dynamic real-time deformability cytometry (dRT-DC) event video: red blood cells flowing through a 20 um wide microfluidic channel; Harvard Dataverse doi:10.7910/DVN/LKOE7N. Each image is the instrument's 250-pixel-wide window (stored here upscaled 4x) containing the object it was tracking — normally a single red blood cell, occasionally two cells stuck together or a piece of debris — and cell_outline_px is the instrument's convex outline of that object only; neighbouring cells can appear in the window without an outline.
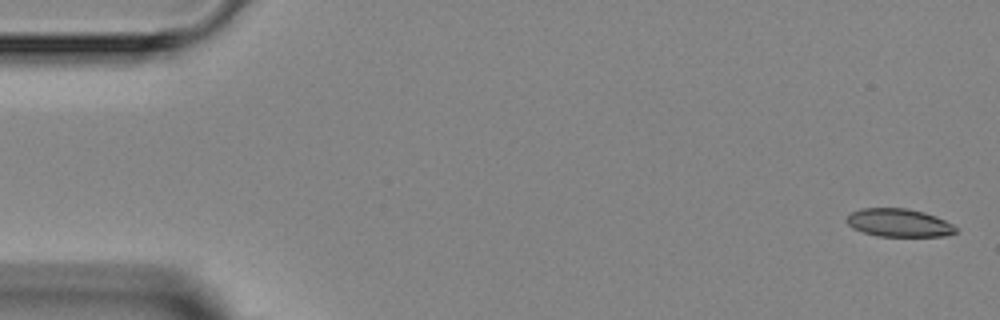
{"species": "Egyptian fruit bat (a non-hibernating species)", "species_latin": "Rousettus aegyptiacus", "temperature_condition": "room temperature", "stored_images_in_passage": 3, "camera_frame_rate_fps": 3000, "um_per_image_px": 0.085, "animal": {"sex": "female"}, "frame": {"image": 1, "passage_image": 1, "time_ms": 0.0, "image_size_px": [1000, 320], "cell_outline_px": [[956, 232], [944, 236], [876, 236], [852, 228], [844, 220], [852, 212], [860, 208], [908, 208], [924, 212], [936, 216], [952, 224], [956, 228]], "centroid_in_image_um": [76.38, 18.93], "position_along_channel_um": 8.6, "area_um2": 17.86}}
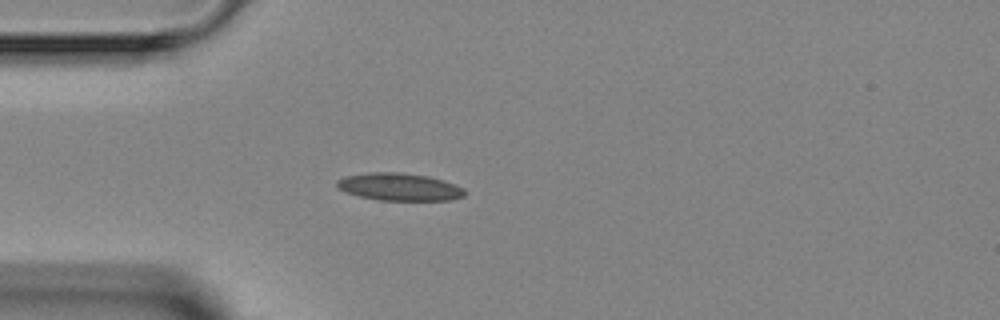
{"frame": {"image": 2, "passage_image": 3, "time_ms": 4.0, "image_size_px": [1000, 320], "cell_outline_px": [[468, 192], [464, 196], [452, 200], [380, 200], [360, 196], [348, 192], [340, 188], [336, 184], [336, 180], [344, 176], [368, 172], [396, 172], [428, 176], [444, 180], [456, 184], [464, 188]], "centroid_in_image_um": [34.0, 15.88], "position_along_channel_um": 51.0, "area_um2": 20.52}}